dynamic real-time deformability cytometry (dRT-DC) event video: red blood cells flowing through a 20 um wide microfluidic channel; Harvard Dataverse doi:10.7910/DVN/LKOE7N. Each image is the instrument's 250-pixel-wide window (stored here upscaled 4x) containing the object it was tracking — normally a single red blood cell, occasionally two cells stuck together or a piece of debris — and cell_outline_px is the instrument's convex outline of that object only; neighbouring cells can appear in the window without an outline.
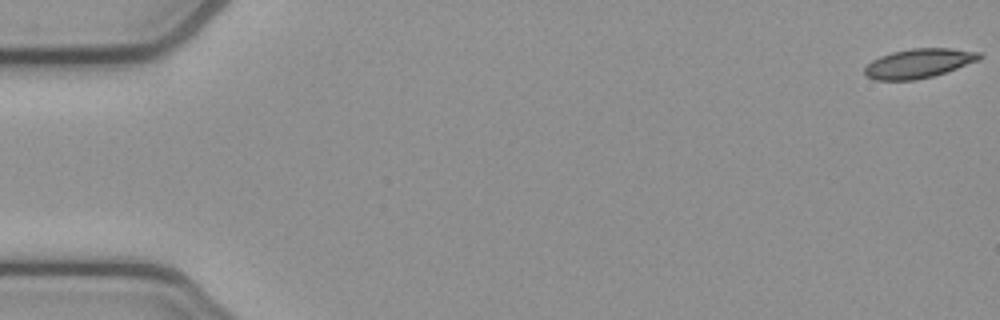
{"species": "common noctule bat (a hibernating species)", "species_latin": "Nyctalus noctula", "temperature_condition": "cold", "stored_images_in_passage": 54, "camera_frame_rate_fps": 3000, "um_per_image_px": 0.085, "animal": {"sex": "female", "body_mass_g": 21.9}, "frame": {"image": 1, "passage_image": 1, "time_ms": 0.0, "image_size_px": [1000, 320], "cell_outline_px": [[984, 56], [980, 60], [932, 76], [916, 80], [876, 80], [868, 76], [864, 72], [864, 68], [872, 60], [880, 56], [892, 52], [912, 48], [948, 48], [980, 52]], "centroid_in_image_um": [78.1, 5.38], "position_along_channel_um": 6.9, "area_um2": 19.48}}
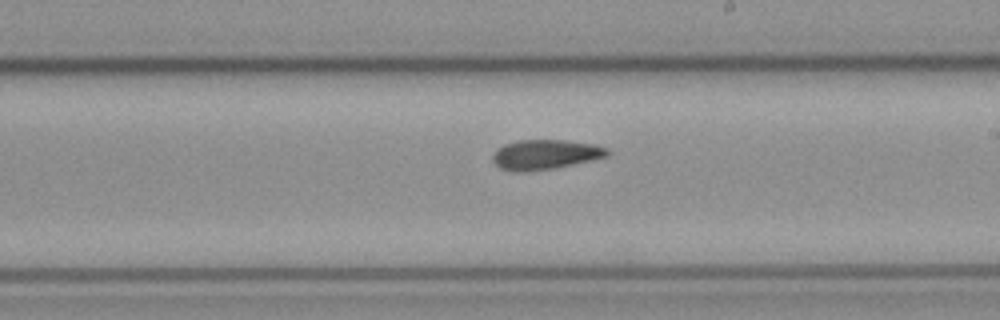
{"frame": {"image": 2, "passage_image": 31, "time_ms": 10.0, "image_size_px": [1000, 320], "cell_outline_px": [[612, 152], [608, 156], [592, 160], [556, 168], [528, 172], [512, 172], [500, 168], [492, 160], [492, 156], [496, 148], [504, 144], [520, 140], [564, 140], [596, 144], [608, 148]], "centroid_in_image_um": [46.36, 13.14], "position_along_channel_um": 242.6, "area_um2": 20.29}}
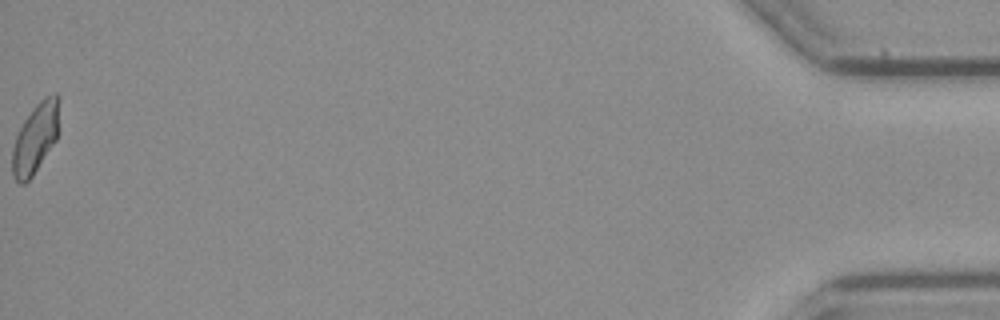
{"frame": {"image": 3, "passage_image": 54, "time_ms": 17.667, "image_size_px": [1000, 320], "cell_outline_px": [[60, 96], [56, 140], [32, 176], [24, 184], [20, 184], [12, 176], [12, 148], [16, 136], [24, 120], [32, 108], [44, 96], [56, 92]], "centroid_in_image_um": [3.01, 11.71], "position_along_channel_um": 432.2, "area_um2": 19.13}, "authors_computed_cell_mechanics": {"area_um2": 19.9988, "velocity_mm_per_s": 3.8503, "shape_relaxation_time_tau1_ms": 10.267, "shape_relaxation_time_tau2_ms": 6.5099, "deformation_change_tau1": 0.1665, "deformation_change_tau2": 0.1195}}